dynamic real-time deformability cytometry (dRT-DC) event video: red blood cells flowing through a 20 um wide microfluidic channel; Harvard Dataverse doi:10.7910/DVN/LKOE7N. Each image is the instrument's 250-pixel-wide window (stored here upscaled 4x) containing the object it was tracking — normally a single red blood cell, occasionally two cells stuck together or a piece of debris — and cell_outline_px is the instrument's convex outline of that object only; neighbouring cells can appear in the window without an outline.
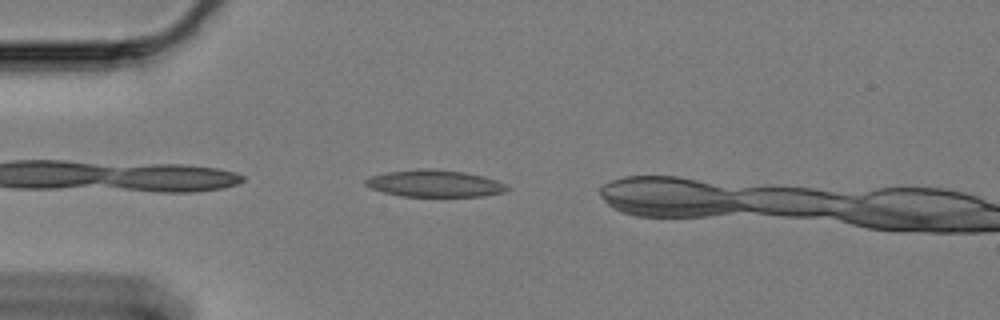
{"species": "Egyptian fruit bat (a non-hibernating species)", "species_latin": "Rousettus aegyptiacus", "temperature_condition": "cold", "stored_images_in_passage": 5, "camera_frame_rate_fps": 3000, "um_per_image_px": 0.085, "animal": {"sex": "female"}, "frame": {"image": 1, "passage_image": 2, "time_ms": 0.333, "image_size_px": [1000, 320], "cell_outline_px": [[508, 188], [504, 192], [484, 196], [400, 196], [384, 192], [372, 188], [364, 184], [364, 180], [372, 176], [388, 172], [420, 168], [432, 168], [464, 172], [484, 176], [496, 180], [504, 184]], "centroid_in_image_um": [36.94, 15.59], "position_along_channel_um": 48.1, "area_um2": 22.08}}